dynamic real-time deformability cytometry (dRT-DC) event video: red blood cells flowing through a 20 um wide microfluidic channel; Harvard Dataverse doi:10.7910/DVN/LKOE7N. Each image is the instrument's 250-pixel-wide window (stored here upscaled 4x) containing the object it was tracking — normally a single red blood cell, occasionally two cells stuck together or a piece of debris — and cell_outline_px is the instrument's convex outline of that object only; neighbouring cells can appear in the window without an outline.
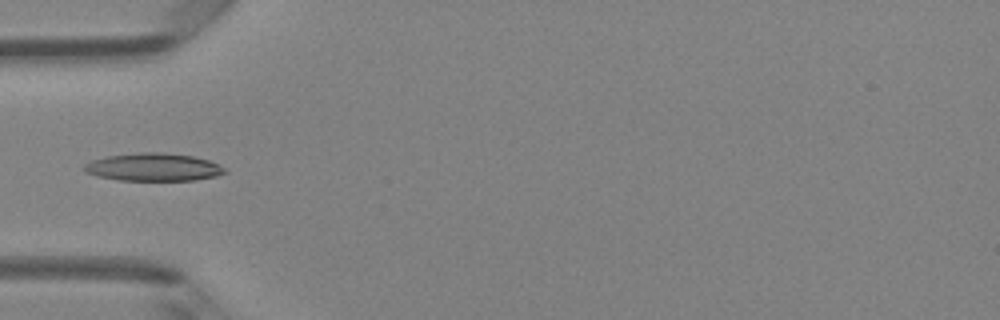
{"species": "Egyptian fruit bat (a non-hibernating species)", "species_latin": "Rousettus aegyptiacus", "temperature_condition": "room temperature", "stored_images_in_passage": 4, "camera_frame_rate_fps": 3000, "um_per_image_px": 0.085, "animal": {"sex": "female"}, "frame": {"image": 1, "passage_image": 4, "time_ms": 1.0, "image_size_px": [1000, 320], "cell_outline_px": [[228, 172], [216, 176], [196, 180], [120, 180], [96, 176], [84, 172], [84, 164], [92, 160], [108, 156], [140, 152], [164, 152], [192, 156], [208, 160], [220, 164]], "centroid_in_image_um": [13.05, 14.2], "position_along_channel_um": 72.0, "area_um2": 22.83}}